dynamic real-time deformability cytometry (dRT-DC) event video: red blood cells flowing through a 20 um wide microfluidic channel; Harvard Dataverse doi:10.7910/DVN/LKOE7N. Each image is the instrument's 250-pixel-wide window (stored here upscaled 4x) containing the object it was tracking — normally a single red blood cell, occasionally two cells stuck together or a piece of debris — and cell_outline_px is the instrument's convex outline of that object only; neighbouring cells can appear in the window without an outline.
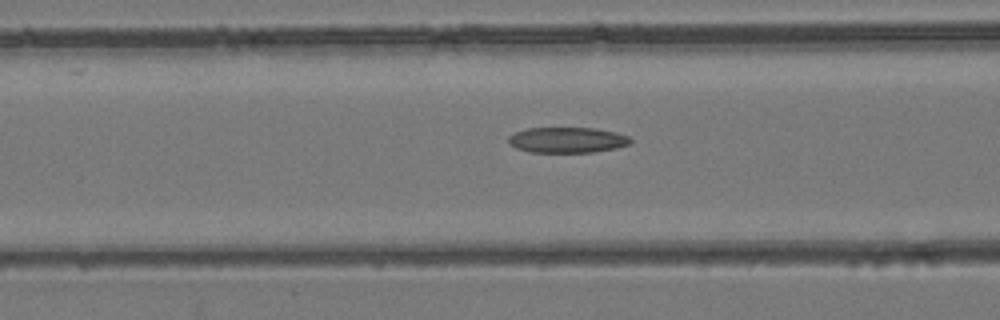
{"species": "common noctule bat (a hibernating species)", "species_latin": "Nyctalus noctula", "temperature_condition": "room temperature", "stored_images_in_passage": 48, "camera_frame_rate_fps": 3000, "um_per_image_px": 0.085, "animal": {"sex": "female", "body_mass_g": 24.6, "forearm_length_mm": 56.2}, "frame": {"image": 1, "passage_image": 20, "time_ms": 6.333, "image_size_px": [1000, 320], "cell_outline_px": [[632, 144], [616, 148], [592, 152], [528, 152], [516, 148], [508, 140], [508, 136], [516, 132], [528, 128], [596, 128], [616, 132], [628, 136], [632, 140]], "centroid_in_image_um": [48.25, 11.9], "position_along_channel_um": 118.3, "area_um2": 18.21}}
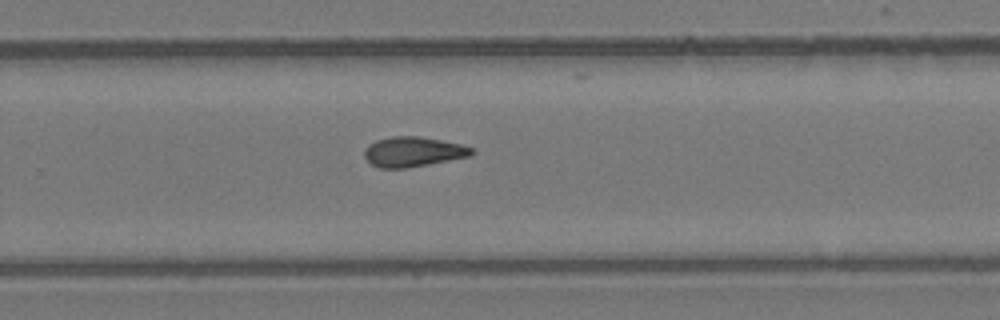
{"frame": {"image": 2, "passage_image": 32, "time_ms": 10.333, "image_size_px": [1000, 320], "cell_outline_px": [[476, 152], [472, 156], [408, 168], [380, 168], [372, 164], [364, 156], [364, 148], [368, 144], [376, 140], [392, 136], [420, 136], [460, 144], [472, 148]], "centroid_in_image_um": [35.12, 12.9], "position_along_channel_um": 294.7, "area_um2": 18.84}}
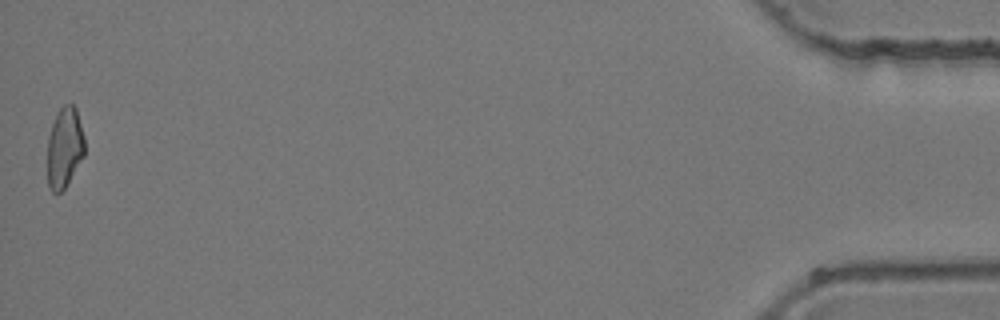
{"frame": {"image": 3, "passage_image": 48, "time_ms": 15.667, "image_size_px": [1000, 320], "cell_outline_px": [[84, 156], [64, 188], [60, 192], [52, 192], [48, 184], [48, 136], [52, 124], [60, 108], [64, 104], [72, 104], [76, 108], [84, 136]], "centroid_in_image_um": [5.49, 12.53], "position_along_channel_um": 429.7, "area_um2": 17.22}}